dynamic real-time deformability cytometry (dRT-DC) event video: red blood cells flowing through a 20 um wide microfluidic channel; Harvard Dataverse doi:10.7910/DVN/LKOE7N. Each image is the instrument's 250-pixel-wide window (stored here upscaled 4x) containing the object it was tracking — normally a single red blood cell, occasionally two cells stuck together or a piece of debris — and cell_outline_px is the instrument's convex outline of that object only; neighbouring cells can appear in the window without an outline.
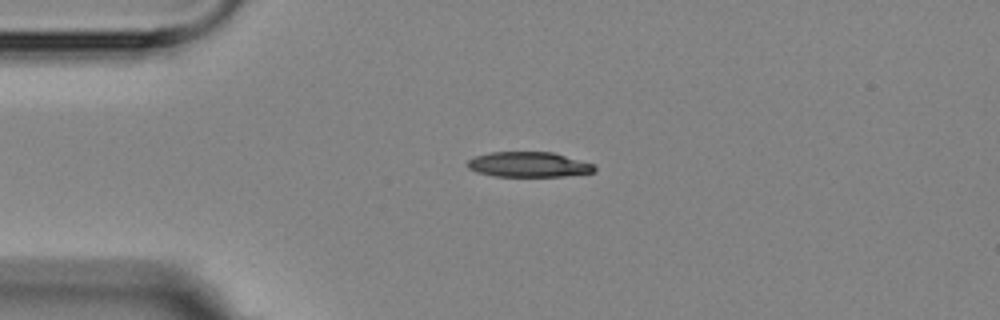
{"species": "Egyptian fruit bat (a non-hibernating species)", "species_latin": "Rousettus aegyptiacus", "temperature_condition": "room temperature", "stored_images_in_passage": 4, "camera_frame_rate_fps": 3000, "um_per_image_px": 0.085, "animal": {"sex": "female"}, "frame": {"image": 1, "passage_image": 2, "time_ms": 1.0, "image_size_px": [1000, 320], "cell_outline_px": [[596, 172], [564, 176], [492, 176], [476, 172], [468, 168], [464, 164], [468, 160], [476, 156], [488, 152], [552, 152], [592, 164], [596, 168]], "centroid_in_image_um": [44.87, 13.99], "position_along_channel_um": 40.1, "area_um2": 18.61}}
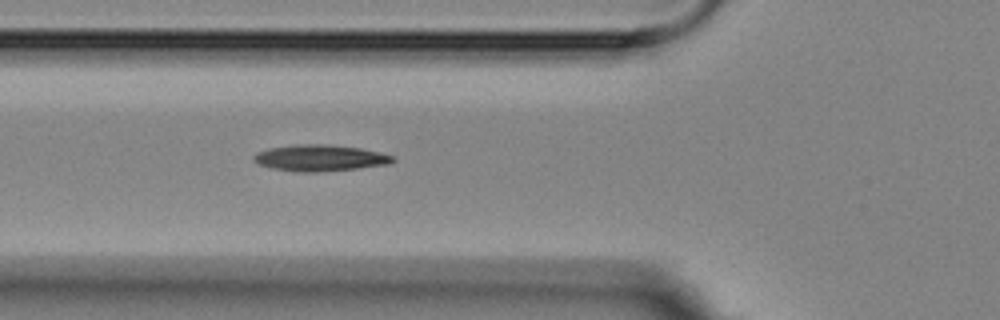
{"frame": {"image": 2, "passage_image": 4, "time_ms": 3.333, "image_size_px": [1000, 320], "cell_outline_px": [[396, 160], [388, 164], [356, 168], [316, 172], [296, 172], [272, 168], [260, 164], [252, 160], [252, 156], [256, 152], [268, 148], [296, 144], [324, 144], [360, 148], [380, 152], [396, 156]], "centroid_in_image_um": [27.18, 13.42], "position_along_channel_um": 98.6, "area_um2": 21.39}}